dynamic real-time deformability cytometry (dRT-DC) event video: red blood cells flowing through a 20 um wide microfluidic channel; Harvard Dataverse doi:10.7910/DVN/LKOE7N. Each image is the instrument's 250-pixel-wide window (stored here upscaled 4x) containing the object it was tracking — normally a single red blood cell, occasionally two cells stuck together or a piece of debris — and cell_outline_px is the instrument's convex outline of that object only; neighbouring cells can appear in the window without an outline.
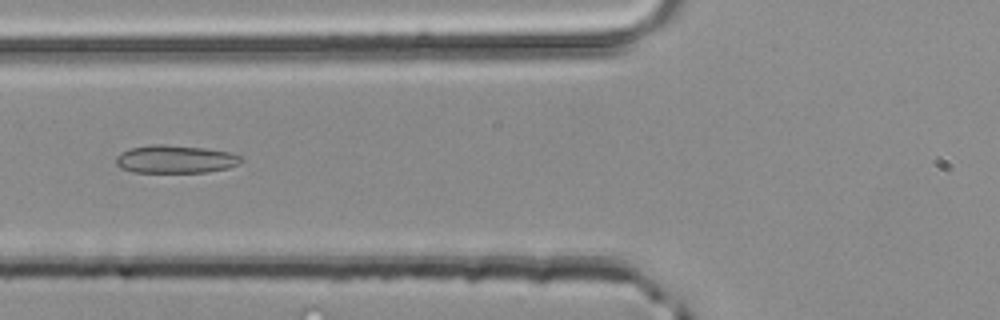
{"species": "common noctule bat (a hibernating species)", "species_latin": "Nyctalus noctula", "temperature_condition": "room temperature", "stored_images_in_passage": 34, "camera_frame_rate_fps": 3000, "um_per_image_px": 0.085, "animal": {"sex": "male", "body_mass_g": 20.4}, "frame": {"image": 1, "passage_image": 4, "time_ms": 1.0, "image_size_px": [1000, 320], "cell_outline_px": [[240, 160], [236, 164], [228, 168], [208, 172], [132, 172], [120, 168], [116, 164], [116, 156], [120, 152], [132, 148], [152, 144], [164, 144], [204, 148], [232, 152], [240, 156]], "centroid_in_image_um": [14.86, 13.53], "position_along_channel_um": 110.9, "area_um2": 20.35}}
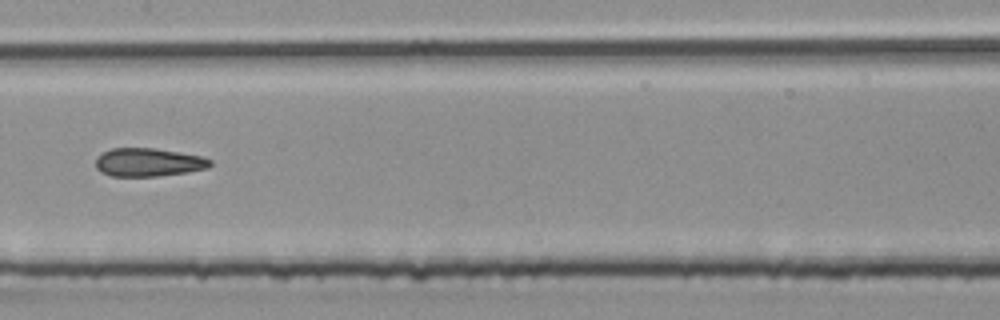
{"frame": {"image": 2, "passage_image": 10, "time_ms": 3.0, "image_size_px": [1000, 320], "cell_outline_px": [[212, 164], [208, 168], [188, 172], [160, 176], [112, 176], [100, 172], [96, 168], [96, 156], [100, 152], [112, 148], [156, 148], [200, 156], [212, 160]], "centroid_in_image_um": [12.58, 13.79], "position_along_channel_um": 194.8, "area_um2": 19.07}}
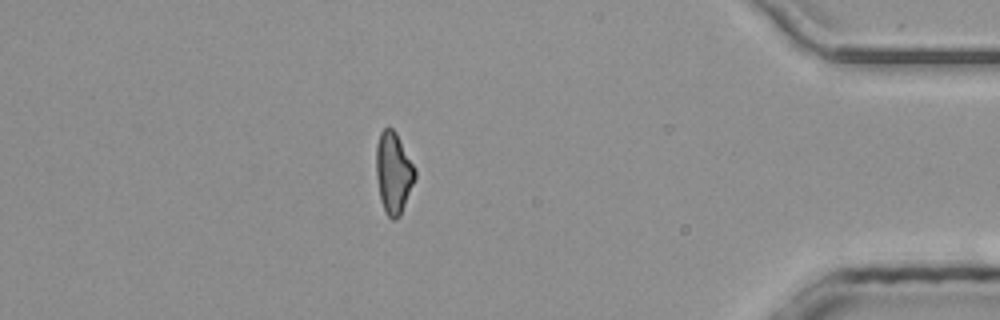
{"frame": {"image": 3, "passage_image": 28, "time_ms": 9.0, "image_size_px": [1000, 320], "cell_outline_px": [[416, 176], [400, 216], [396, 220], [392, 220], [388, 216], [380, 200], [376, 176], [376, 144], [380, 132], [388, 124], [396, 132], [416, 168]], "centroid_in_image_um": [33.44, 14.65], "position_along_channel_um": 401.8, "area_um2": 18.61}, "authors_computed_cell_mechanics": {"area_um2": 18.9295, "velocity_mm_per_s": 4.1712, "shape_relaxation_time_tau1_ms": null, "shape_relaxation_time_tau2_ms": 2.7673, "deformation_change_tau1": null, "deformation_change_tau2": 0.1203}}